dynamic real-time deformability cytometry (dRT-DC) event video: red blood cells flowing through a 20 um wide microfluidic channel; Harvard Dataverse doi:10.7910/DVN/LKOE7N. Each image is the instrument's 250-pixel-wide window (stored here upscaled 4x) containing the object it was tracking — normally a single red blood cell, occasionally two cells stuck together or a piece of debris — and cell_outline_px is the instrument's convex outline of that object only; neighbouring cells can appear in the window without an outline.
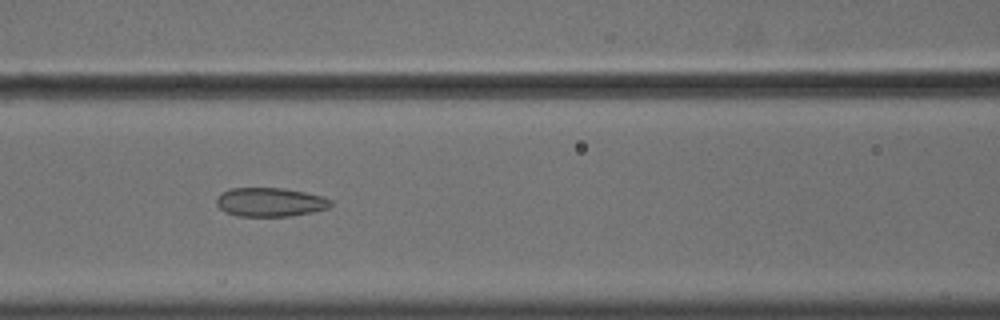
{"species": "common noctule bat (a hibernating species)", "species_latin": "Nyctalus noctula", "temperature_condition": "cold", "stored_images_in_passage": 12, "camera_frame_rate_fps": 3000, "um_per_image_px": 0.085, "animal": {"sex": "male", "body_mass_g": 18.8}, "frame": {"image": 1, "passage_image": 9, "time_ms": 2.667, "image_size_px": [1000, 320], "cell_outline_px": [[332, 204], [328, 208], [312, 212], [292, 216], [236, 216], [224, 212], [216, 204], [216, 196], [220, 192], [232, 188], [284, 188], [324, 196], [332, 200]], "centroid_in_image_um": [22.94, 17.18], "position_along_channel_um": 143.7, "area_um2": 19.48}}
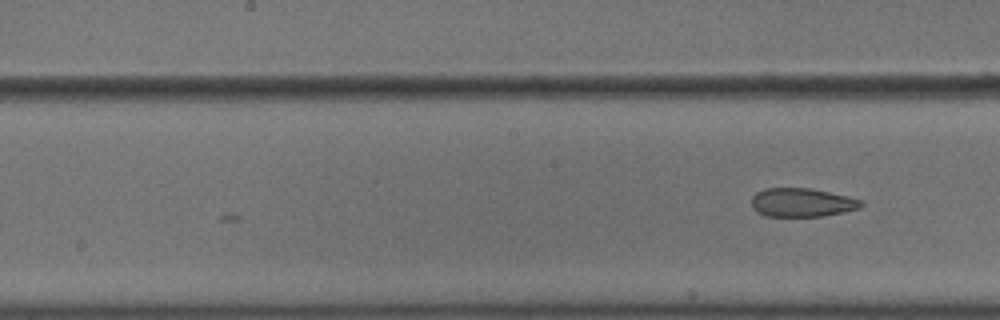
{"frame": {"image": 2, "passage_image": 12, "time_ms": 3.667, "image_size_px": [1000, 320], "cell_outline_px": [[864, 204], [860, 208], [844, 212], [824, 216], [764, 216], [756, 212], [752, 208], [752, 196], [756, 192], [764, 188], [808, 188], [848, 196], [860, 200]], "centroid_in_image_um": [68.13, 17.22], "position_along_channel_um": 180.1, "area_um2": 18.38}}